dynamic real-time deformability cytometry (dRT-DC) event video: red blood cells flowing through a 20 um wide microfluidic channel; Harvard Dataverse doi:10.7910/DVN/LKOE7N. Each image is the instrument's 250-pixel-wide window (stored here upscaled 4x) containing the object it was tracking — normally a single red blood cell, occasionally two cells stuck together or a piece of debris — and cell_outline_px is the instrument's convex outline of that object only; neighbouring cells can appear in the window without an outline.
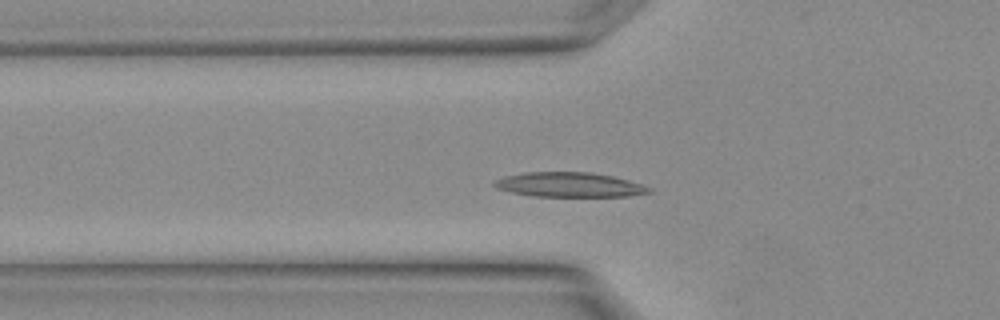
{"species": "Egyptian fruit bat (a non-hibernating species)", "species_latin": "Rousettus aegyptiacus", "temperature_condition": "warm", "stored_images_in_passage": 7, "camera_frame_rate_fps": 3000, "um_per_image_px": 0.085, "animal": {"sex": "female"}, "frame": {"image": 1, "passage_image": 6, "time_ms": 1.667, "image_size_px": [1000, 320], "cell_outline_px": [[652, 192], [628, 196], [532, 196], [512, 192], [496, 188], [492, 184], [496, 180], [504, 176], [524, 172], [592, 172], [612, 176], [628, 180], [652, 188]], "centroid_in_image_um": [48.38, 15.7], "position_along_channel_um": 77.4, "area_um2": 22.14}}